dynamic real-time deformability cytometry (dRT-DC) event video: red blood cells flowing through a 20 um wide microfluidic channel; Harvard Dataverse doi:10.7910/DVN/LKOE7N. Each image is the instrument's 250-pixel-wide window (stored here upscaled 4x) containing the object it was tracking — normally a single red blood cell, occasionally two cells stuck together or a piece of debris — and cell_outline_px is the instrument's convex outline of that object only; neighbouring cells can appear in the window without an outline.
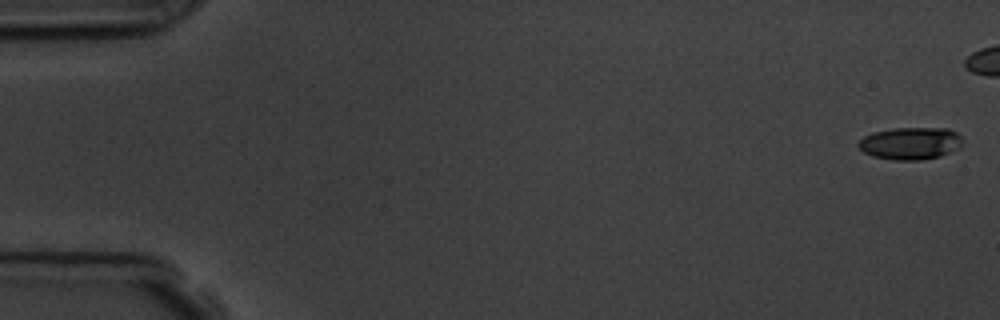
{"species": "common noctule bat (a hibernating species)", "species_latin": "Nyctalus noctula", "temperature_condition": "room temperature", "stored_images_in_passage": 7, "camera_frame_rate_fps": 3000, "um_per_image_px": 0.085, "animal": {"sex": "male", "body_mass_g": 19.5, "forearm_length_mm": 54.6}, "frame": {"image": 1, "passage_image": 1, "time_ms": 0.0, "image_size_px": [1000, 320], "cell_outline_px": [[960, 148], [940, 156], [920, 160], [896, 160], [872, 156], [864, 152], [856, 144], [864, 136], [872, 132], [892, 128], [948, 128], [956, 132], [960, 136]], "centroid_in_image_um": [77.36, 12.18], "position_along_channel_um": 7.6, "area_um2": 19.59}}